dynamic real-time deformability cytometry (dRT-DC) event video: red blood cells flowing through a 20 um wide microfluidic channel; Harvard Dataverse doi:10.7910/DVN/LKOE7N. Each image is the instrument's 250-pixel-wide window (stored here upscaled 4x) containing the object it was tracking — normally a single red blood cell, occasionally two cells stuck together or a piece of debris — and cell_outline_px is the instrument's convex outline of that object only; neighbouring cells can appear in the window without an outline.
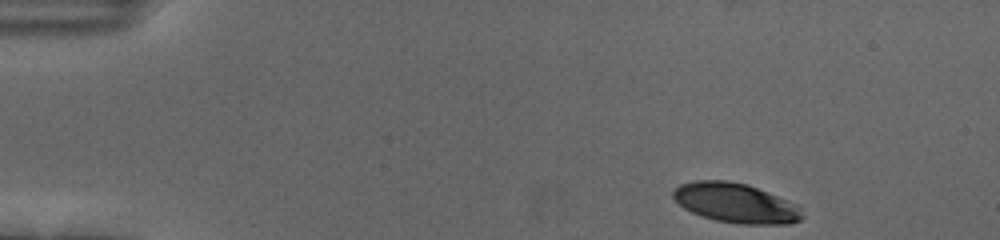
{"species": "human", "species_latin": "Homo sapiens", "temperature_condition": "cold", "stored_images_in_passage": 11, "camera_frame_rate_fps": 3000, "um_per_image_px": 0.085, "donor": {"sex": "female"}, "frame": {"image": 1, "passage_image": 1, "time_ms": 0.0, "image_size_px": [1000, 240], "cell_outline_px": [[804, 216], [800, 220], [788, 224], [744, 224], [716, 220], [692, 212], [684, 208], [672, 196], [672, 192], [680, 184], [696, 180], [728, 180], [748, 184], [800, 204]], "centroid_in_image_um": [62.6, 17.24], "position_along_channel_um": 22.4, "area_um2": 30.0}}